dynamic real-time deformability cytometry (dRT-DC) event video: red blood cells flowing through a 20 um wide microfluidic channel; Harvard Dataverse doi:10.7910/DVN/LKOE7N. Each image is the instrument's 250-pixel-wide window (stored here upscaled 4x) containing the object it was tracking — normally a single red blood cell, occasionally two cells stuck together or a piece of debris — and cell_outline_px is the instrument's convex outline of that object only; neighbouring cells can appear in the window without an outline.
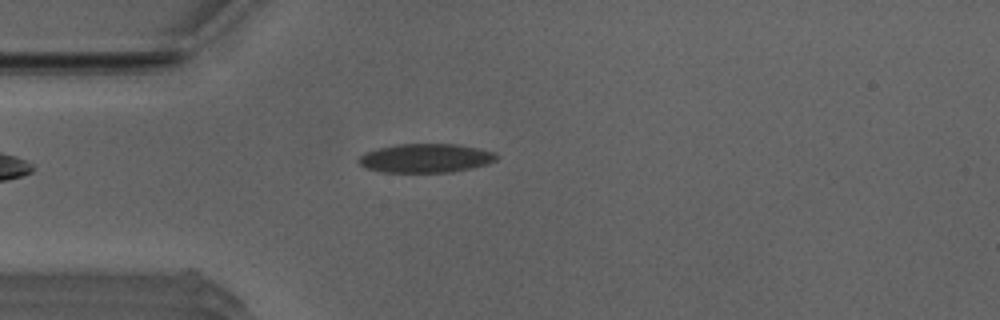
{"species": "Egyptian fruit bat (a non-hibernating species)", "species_latin": "Rousettus aegyptiacus", "temperature_condition": "room temperature", "stored_images_in_passage": 37, "camera_frame_rate_fps": 3000, "um_per_image_px": 0.085, "animal": {"sex": "male"}, "frame": {"image": 1, "passage_image": 1, "time_ms": 0.0, "image_size_px": [1000, 320], "cell_outline_px": [[500, 156], [496, 160], [484, 164], [452, 172], [380, 172], [364, 168], [356, 160], [364, 152], [380, 148], [400, 144], [456, 144], [496, 152]], "centroid_in_image_um": [36.15, 13.44], "position_along_channel_um": 48.9, "area_um2": 23.12}}
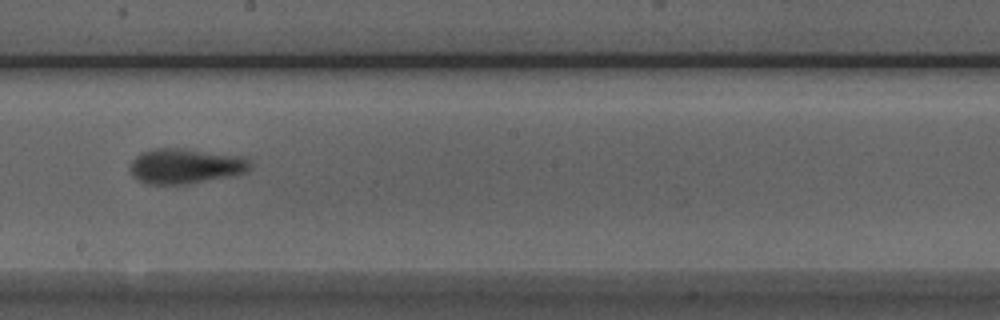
{"frame": {"image": 2, "passage_image": 16, "time_ms": 5.0, "image_size_px": [1000, 320], "cell_outline_px": [[252, 168], [244, 172], [232, 176], [184, 184], [148, 184], [132, 176], [128, 168], [132, 160], [140, 152], [152, 148], [180, 148], [248, 156], [252, 164]], "centroid_in_image_um": [15.78, 14.09], "position_along_channel_um": 232.4, "area_um2": 24.97}}
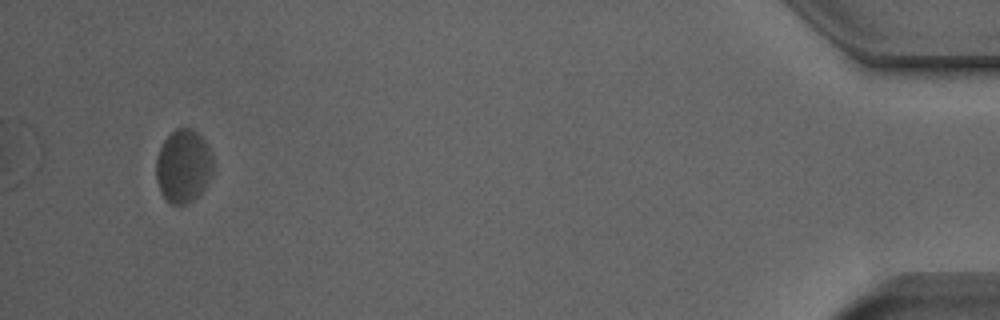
{"frame": {"image": 3, "passage_image": 37, "time_ms": 12.0, "image_size_px": [1000, 320], "cell_outline_px": [[216, 168], [212, 176], [204, 188], [192, 200], [184, 204], [172, 204], [160, 192], [156, 180], [156, 160], [160, 148], [164, 140], [176, 128], [192, 128], [204, 140], [212, 156]], "centroid_in_image_um": [15.6, 14.11], "position_along_channel_um": 419.6, "area_um2": 24.33}, "authors_computed_cell_mechanics": {"area_um2": 23.8136, "velocity_mm_per_s": 3.8726, "shape_relaxation_time_tau1_ms": 3.1827, "shape_relaxation_time_tau2_ms": null, "deformation_change_tau1": 0.1178, "deformation_change_tau2": null}}